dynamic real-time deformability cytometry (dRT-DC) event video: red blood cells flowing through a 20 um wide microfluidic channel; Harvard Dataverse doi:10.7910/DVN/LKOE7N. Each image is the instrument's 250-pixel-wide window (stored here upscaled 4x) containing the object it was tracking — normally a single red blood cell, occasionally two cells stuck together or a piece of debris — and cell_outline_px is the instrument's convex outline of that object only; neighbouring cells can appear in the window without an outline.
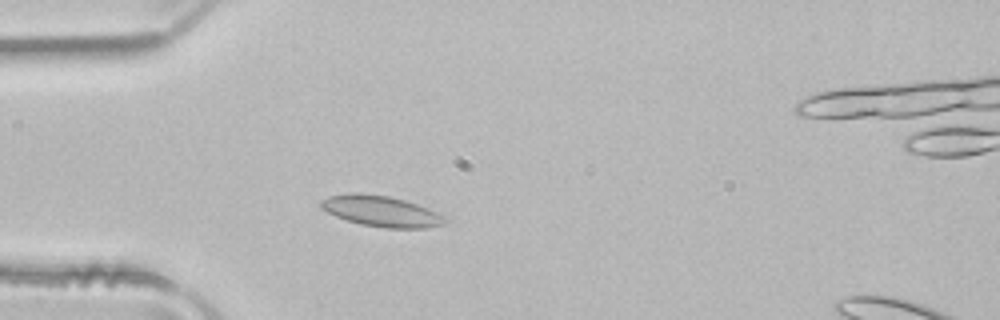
{"species": "common noctule bat (a hibernating species)", "species_latin": "Nyctalus noctula", "temperature_condition": "room temperature", "stored_images_in_passage": 47, "camera_frame_rate_fps": 3000, "um_per_image_px": 0.085, "animal": {"sex": "male", "body_mass_g": 21.5, "forearm_length_mm": 52.0}, "frame": {"image": 1, "passage_image": 9, "time_ms": 2.667, "image_size_px": [1000, 320], "cell_outline_px": [[448, 220], [444, 224], [428, 228], [384, 228], [360, 224], [336, 216], [320, 208], [320, 200], [328, 196], [352, 192], [360, 192], [388, 196], [404, 200], [428, 208], [444, 216]], "centroid_in_image_um": [32.39, 17.95], "position_along_channel_um": 52.6, "area_um2": 22.37}}
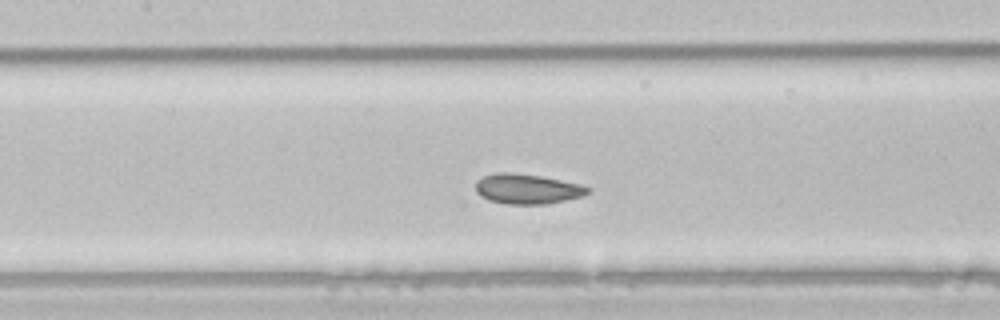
{"frame": {"image": 2, "passage_image": 18, "time_ms": 5.667, "image_size_px": [1000, 320], "cell_outline_px": [[592, 192], [584, 196], [548, 204], [504, 204], [488, 200], [480, 196], [476, 192], [476, 180], [484, 176], [496, 172], [508, 172], [540, 176], [580, 184], [592, 188]], "centroid_in_image_um": [44.83, 16.07], "position_along_channel_um": 162.6, "area_um2": 19.83}}
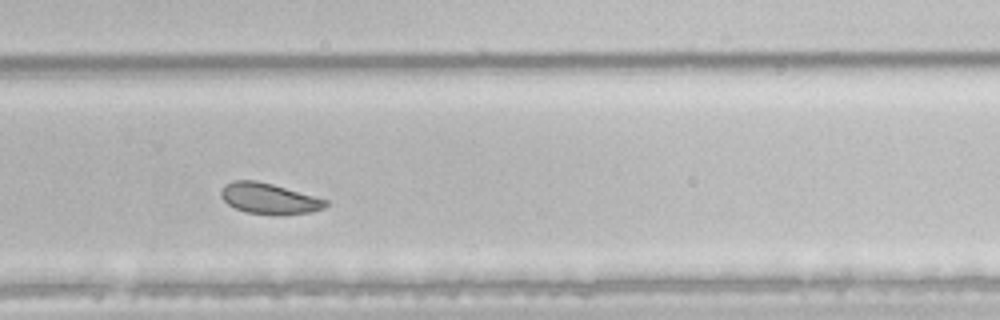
{"frame": {"image": 3, "passage_image": 29, "time_ms": 9.333, "image_size_px": [1000, 320], "cell_outline_px": [[328, 204], [324, 208], [312, 212], [244, 212], [228, 204], [220, 196], [220, 192], [224, 184], [232, 180], [256, 180], [272, 184], [328, 200]], "centroid_in_image_um": [22.82, 16.82], "position_along_channel_um": 307.0, "area_um2": 18.03}, "authors_computed_cell_mechanics": {"area_um2": 20.808, "velocity_mm_per_s": 3.952, "shape_relaxation_time_tau1_ms": 3.1087, "shape_relaxation_time_tau2_ms": null, "deformation_change_tau1": 0.0565, "deformation_change_tau2": null}}